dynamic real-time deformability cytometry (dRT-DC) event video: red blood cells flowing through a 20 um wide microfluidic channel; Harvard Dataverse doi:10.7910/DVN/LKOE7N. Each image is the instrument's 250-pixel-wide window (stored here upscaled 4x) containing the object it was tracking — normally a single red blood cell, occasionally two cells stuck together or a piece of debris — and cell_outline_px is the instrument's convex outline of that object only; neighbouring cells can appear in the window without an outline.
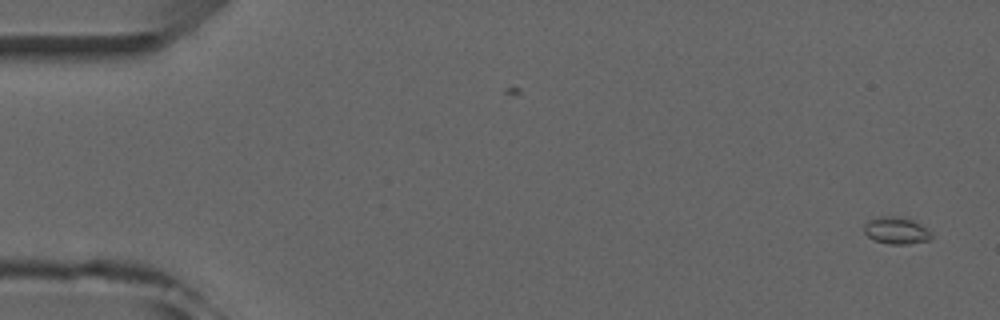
{"species": "common noctule bat (a hibernating species)", "species_latin": "Nyctalus noctula", "temperature_condition": "room temperature", "stored_images_in_passage": 5, "camera_frame_rate_fps": 3000, "um_per_image_px": 0.085, "animal": {"sex": "male", "forearm_length_mm": 52.5}, "frame": {"image": 1, "passage_image": 1, "time_ms": 0.0, "image_size_px": [1000, 320], "cell_outline_px": [[932, 240], [908, 244], [888, 244], [872, 240], [864, 232], [864, 224], [868, 220], [880, 216], [908, 216], [932, 232]], "centroid_in_image_um": [76.21, 19.58], "position_along_channel_um": 8.8, "area_um2": 10.98}}